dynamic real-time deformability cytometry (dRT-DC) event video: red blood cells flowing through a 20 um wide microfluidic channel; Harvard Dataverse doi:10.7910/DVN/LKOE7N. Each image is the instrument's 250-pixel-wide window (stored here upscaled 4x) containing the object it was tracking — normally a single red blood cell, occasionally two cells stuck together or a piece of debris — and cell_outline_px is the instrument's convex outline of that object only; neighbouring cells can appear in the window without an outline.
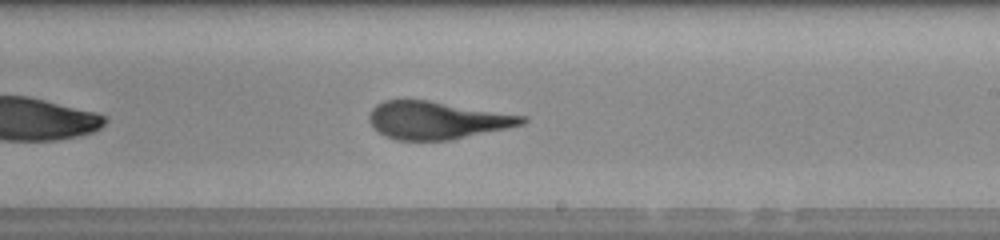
{"species": "human", "species_latin": "Homo sapiens", "temperature_condition": "room temperature", "stored_images_in_passage": 37, "camera_frame_rate_fps": 3000, "um_per_image_px": 0.085, "donor": {"sex": "male"}, "frame": {"image": 1, "passage_image": 16, "time_ms": 5.0, "image_size_px": [1000, 240], "cell_outline_px": [[528, 120], [524, 124], [508, 128], [452, 140], [396, 140], [384, 136], [368, 120], [368, 116], [372, 108], [376, 104], [384, 100], [428, 100], [528, 116]], "centroid_in_image_um": [37.17, 10.22], "position_along_channel_um": 251.8, "area_um2": 33.7}, "authors_computed_cell_mechanics": {"area_um2": 34.0442, "velocity_mm_per_s": 4.1136, "shape_relaxation_time_tau1_ms": 6.6181, "shape_relaxation_time_tau2_ms": 1.3395, "deformation_change_tau1": 0.1902, "deformation_change_tau2": 0.0793}}